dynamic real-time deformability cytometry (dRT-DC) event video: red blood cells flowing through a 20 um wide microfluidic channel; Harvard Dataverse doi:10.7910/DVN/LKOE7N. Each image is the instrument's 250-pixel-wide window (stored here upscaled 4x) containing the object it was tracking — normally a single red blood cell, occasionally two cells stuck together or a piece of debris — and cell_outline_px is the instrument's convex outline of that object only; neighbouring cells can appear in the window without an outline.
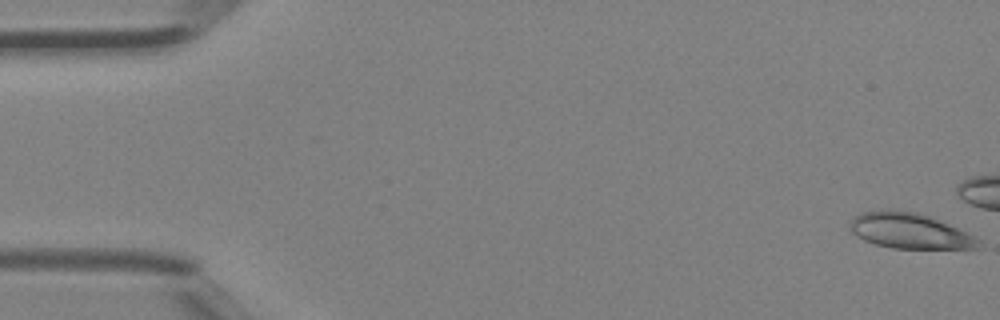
{"species": "Egyptian fruit bat (a non-hibernating species)", "species_latin": "Rousettus aegyptiacus", "temperature_condition": "room temperature", "stored_images_in_passage": 13, "camera_frame_rate_fps": 3000, "um_per_image_px": 0.085, "animal": {"sex": "female"}, "frame": {"image": 1, "passage_image": 1, "time_ms": 0.0, "image_size_px": [1000, 320], "cell_outline_px": [[980, 248], [892, 248], [876, 244], [864, 240], [852, 232], [852, 220], [860, 212], [888, 208], [916, 212], [932, 216], [980, 240]], "centroid_in_image_um": [77.3, 19.6], "position_along_channel_um": 7.7, "area_um2": 26.3}}